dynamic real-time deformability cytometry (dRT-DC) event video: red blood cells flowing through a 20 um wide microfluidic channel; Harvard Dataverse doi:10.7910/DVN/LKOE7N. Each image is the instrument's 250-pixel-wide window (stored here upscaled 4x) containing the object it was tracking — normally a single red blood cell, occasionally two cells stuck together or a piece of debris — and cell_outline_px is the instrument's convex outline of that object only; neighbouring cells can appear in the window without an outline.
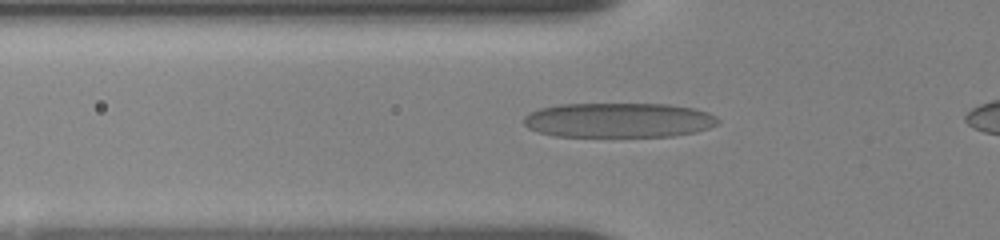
{"species": "human", "species_latin": "Homo sapiens", "temperature_condition": "room temperature", "stored_images_in_passage": 7, "segment_of_instrument_passage": [1, 2], "camera_frame_rate_fps": 3000, "um_per_image_px": 0.085, "donor": {"sex": "female"}, "frame": {"image": 1, "passage_image": 5, "time_ms": 2.0, "image_size_px": [1000, 240], "cell_outline_px": [[720, 124], [696, 132], [672, 136], [556, 136], [540, 132], [528, 128], [524, 124], [524, 116], [528, 112], [540, 108], [560, 104], [668, 104], [692, 108], [708, 112], [716, 116], [720, 120]], "centroid_in_image_um": [52.6, 10.21], "position_along_channel_um": 73.2, "area_um2": 39.42}}